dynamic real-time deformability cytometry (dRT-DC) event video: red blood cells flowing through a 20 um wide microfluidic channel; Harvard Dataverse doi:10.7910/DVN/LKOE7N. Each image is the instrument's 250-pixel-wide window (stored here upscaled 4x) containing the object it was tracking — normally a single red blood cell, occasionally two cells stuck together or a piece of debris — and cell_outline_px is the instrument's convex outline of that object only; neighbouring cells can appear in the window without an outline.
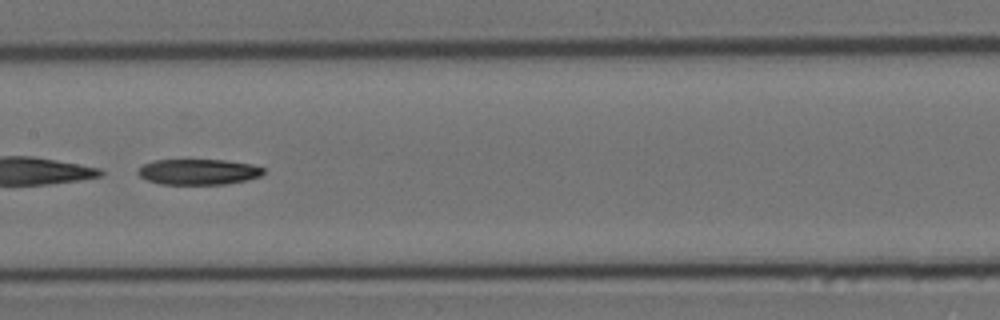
{"species": "Egyptian fruit bat (a non-hibernating species)", "species_latin": "Rousettus aegyptiacus", "temperature_condition": "cold", "stored_images_in_passage": 54, "segment_of_instrument_passage": [2, 2], "camera_frame_rate_fps": 3000, "um_per_image_px": 0.085, "animal": {"sex": "female"}, "frame": {"image": 1, "passage_image": 27, "time_ms": 8.667, "image_size_px": [1000, 320], "cell_outline_px": [[264, 172], [260, 176], [248, 180], [224, 184], [160, 184], [148, 180], [140, 176], [136, 172], [144, 164], [152, 160], [224, 160], [252, 164], [264, 168]], "centroid_in_image_um": [16.87, 14.6], "position_along_channel_um": 190.5, "area_um2": 18.73}}
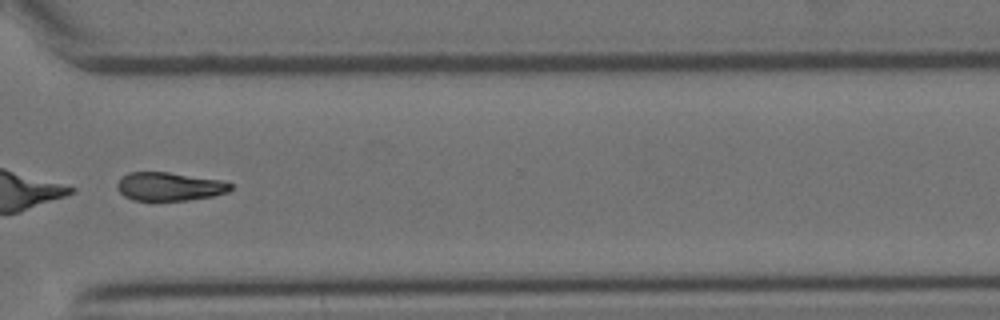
{"frame": {"image": 2, "passage_image": 41, "time_ms": 13.333, "image_size_px": [1000, 320], "cell_outline_px": [[232, 188], [228, 192], [212, 196], [188, 200], [132, 200], [124, 196], [116, 188], [116, 184], [120, 176], [128, 172], [168, 172], [220, 180], [232, 184]], "centroid_in_image_um": [14.35, 15.85], "position_along_channel_um": 356.3, "area_um2": 18.84}}